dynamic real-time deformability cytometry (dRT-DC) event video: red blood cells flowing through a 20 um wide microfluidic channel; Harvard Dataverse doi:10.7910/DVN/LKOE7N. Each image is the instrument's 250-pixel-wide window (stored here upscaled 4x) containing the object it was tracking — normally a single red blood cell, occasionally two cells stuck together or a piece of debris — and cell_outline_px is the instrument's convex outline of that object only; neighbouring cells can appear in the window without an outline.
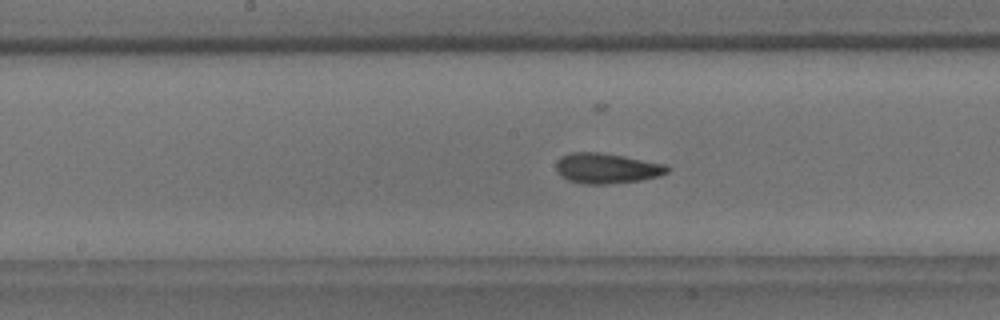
{"species": "common noctule bat (a hibernating species)", "species_latin": "Nyctalus noctula", "temperature_condition": "room temperature", "stored_images_in_passage": 13, "camera_frame_rate_fps": 3000, "um_per_image_px": 0.085, "animal": {"sex": "male", "body_mass_g": 18.8}, "frame": {"image": 1, "passage_image": 12, "time_ms": 3.667, "image_size_px": [1000, 320], "cell_outline_px": [[672, 168], [668, 172], [660, 176], [640, 180], [608, 184], [584, 184], [568, 180], [560, 176], [556, 172], [556, 160], [560, 156], [572, 152], [600, 152], [624, 156], [668, 164]], "centroid_in_image_um": [51.58, 14.3], "position_along_channel_um": 196.6, "area_um2": 20.0}}